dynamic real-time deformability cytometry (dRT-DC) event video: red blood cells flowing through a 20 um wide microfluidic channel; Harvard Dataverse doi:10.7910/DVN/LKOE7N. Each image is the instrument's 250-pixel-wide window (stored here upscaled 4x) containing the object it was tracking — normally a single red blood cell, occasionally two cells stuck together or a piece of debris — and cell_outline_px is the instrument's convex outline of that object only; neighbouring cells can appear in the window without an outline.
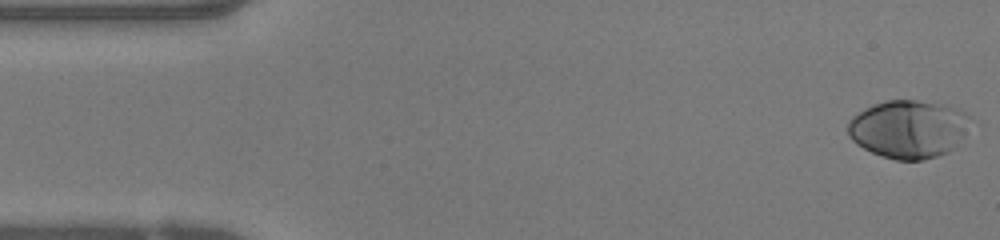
{"species": "human", "species_latin": "Homo sapiens", "temperature_condition": "warm", "stored_images_in_passage": 48, "camera_frame_rate_fps": 3000, "um_per_image_px": 0.085, "donor": {"sex": "female"}, "frame": {"image": 1, "passage_image": 1, "time_ms": 0.0, "image_size_px": [1000, 240], "cell_outline_px": [[964, 116], [956, 148], [948, 152], [924, 160], [896, 160], [872, 152], [856, 144], [848, 136], [848, 120], [852, 116], [872, 104], [884, 100], [916, 100], [940, 104], [960, 108], [964, 112]], "centroid_in_image_um": [77.09, 10.97], "position_along_channel_um": 7.9, "area_um2": 40.52}}
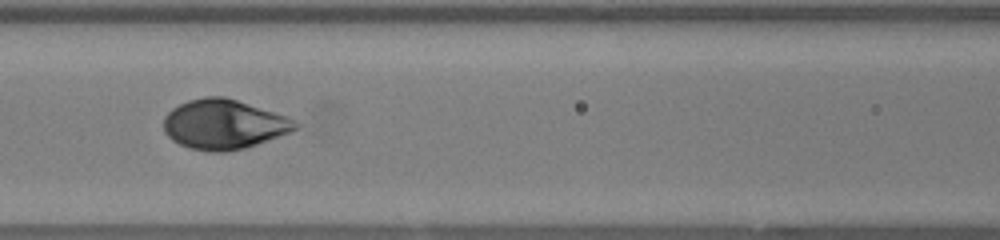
{"frame": {"image": 2, "passage_image": 20, "time_ms": 6.333, "image_size_px": [1000, 240], "cell_outline_px": [[300, 124], [296, 128], [288, 132], [256, 144], [244, 148], [224, 152], [208, 152], [188, 148], [172, 140], [164, 132], [164, 116], [172, 108], [188, 100], [204, 96], [224, 96], [288, 116]], "centroid_in_image_um": [18.99, 10.56], "position_along_channel_um": 147.6, "area_um2": 38.03}}
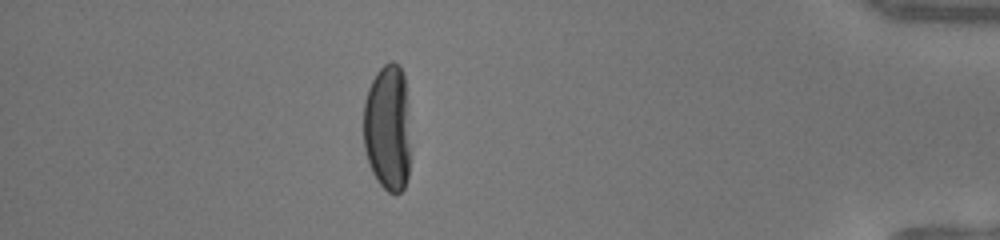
{"frame": {"image": 3, "passage_image": 42, "time_ms": 13.667, "image_size_px": [1000, 240], "cell_outline_px": [[408, 176], [404, 188], [396, 196], [388, 192], [376, 180], [368, 164], [364, 148], [364, 100], [368, 88], [376, 72], [384, 64], [392, 60], [400, 64], [404, 76], [408, 144]], "centroid_in_image_um": [32.91, 10.89], "position_along_channel_um": 402.3, "area_um2": 34.51}, "authors_computed_cell_mechanics": {"area_um2": 37.9168, "velocity_mm_per_s": 4.1654, "shape_relaxation_time_tau1_ms": 2.7797, "shape_relaxation_time_tau2_ms": null, "deformation_change_tau1": 0.1945, "deformation_change_tau2": null}}